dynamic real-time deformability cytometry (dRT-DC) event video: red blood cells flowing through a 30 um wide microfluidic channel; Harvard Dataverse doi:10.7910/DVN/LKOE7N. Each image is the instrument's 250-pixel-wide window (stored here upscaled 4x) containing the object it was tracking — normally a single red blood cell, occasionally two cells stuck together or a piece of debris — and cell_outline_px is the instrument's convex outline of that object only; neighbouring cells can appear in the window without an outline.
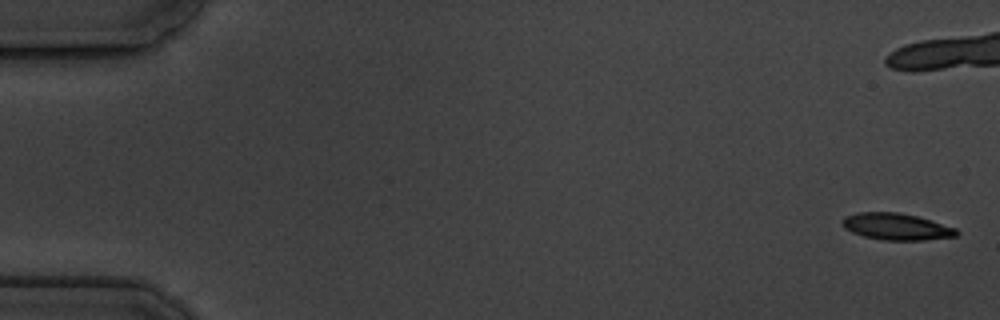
{"species": "common noctule bat (a hibernating species)", "species_latin": "Nyctalus noctula", "temperature_condition": "cold", "stored_images_in_passage": 18, "camera_frame_rate_fps": 3000, "um_per_image_px": 0.085, "animal": {"sex": "male", "body_mass_g": 19.5, "forearm_length_mm": 54.6}, "frame": {"image": 1, "passage_image": 1, "time_ms": 0.0, "image_size_px": [1000, 320], "cell_outline_px": [[960, 232], [956, 236], [924, 240], [884, 240], [864, 236], [852, 232], [844, 228], [840, 224], [840, 220], [844, 216], [856, 212], [900, 212], [916, 216], [956, 228]], "centroid_in_image_um": [76.14, 19.25], "position_along_channel_um": 8.9, "area_um2": 17.86}}
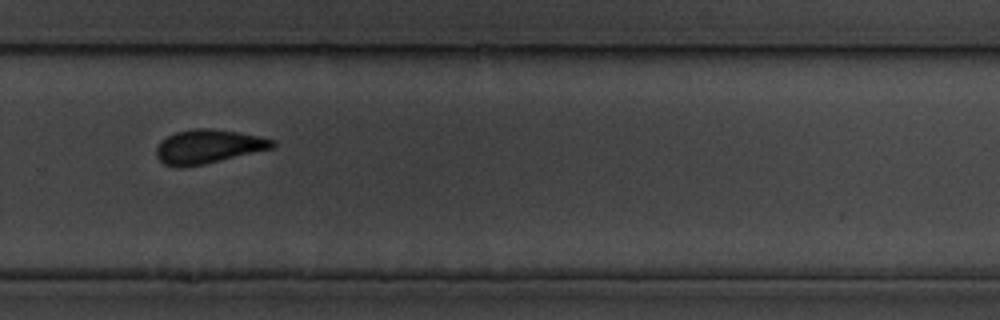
{"frame": {"image": 2, "passage_image": 13, "time_ms": 14.667, "image_size_px": [1000, 320], "cell_outline_px": [[276, 144], [272, 148], [204, 164], [180, 168], [164, 164], [156, 156], [156, 148], [168, 136], [176, 132], [192, 128], [212, 128], [260, 136], [276, 140]], "centroid_in_image_um": [17.7, 12.45], "position_along_channel_um": 312.1, "area_um2": 22.77}}
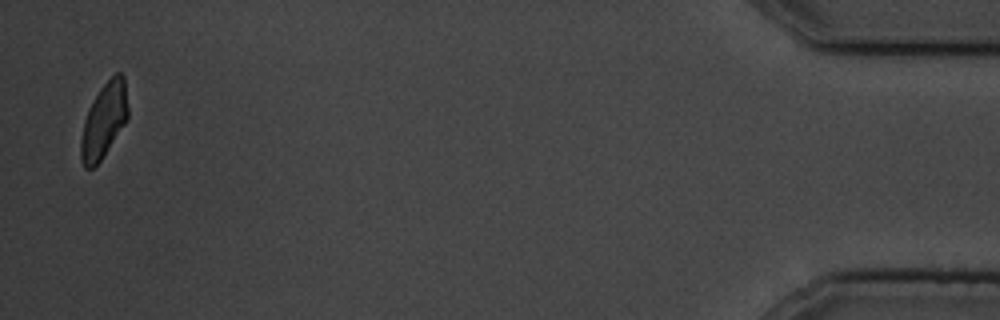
{"frame": {"image": 3, "passage_image": 18, "time_ms": 20.333, "image_size_px": [1000, 320], "cell_outline_px": [[128, 120], [100, 160], [92, 168], [84, 168], [80, 160], [80, 140], [84, 120], [88, 108], [100, 88], [116, 72], [120, 72], [124, 76], [128, 108]], "centroid_in_image_um": [8.83, 10.24], "position_along_channel_um": 426.4, "area_um2": 20.58}, "authors_computed_cell_mechanics": {"area_um2": 19.3341, "velocity_mm_per_s": 3.4944, "shape_relaxation_time_tau1_ms": 4.0565, "shape_relaxation_time_tau2_ms": 8.1759, "deformation_change_tau1": 0.1436, "deformation_change_tau2": 0.1218}}